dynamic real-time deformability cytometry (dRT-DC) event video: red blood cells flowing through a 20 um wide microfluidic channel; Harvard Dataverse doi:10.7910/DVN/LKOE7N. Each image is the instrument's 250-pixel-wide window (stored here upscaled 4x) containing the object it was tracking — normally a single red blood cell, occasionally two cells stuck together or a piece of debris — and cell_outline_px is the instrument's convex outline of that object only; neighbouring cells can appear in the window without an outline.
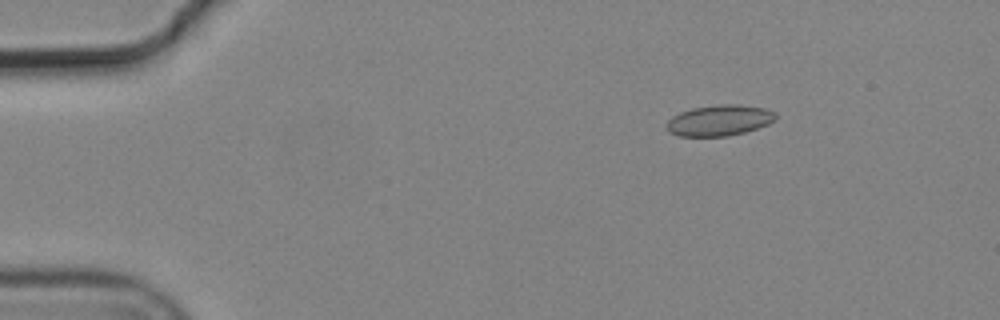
{"species": "common noctule bat (a hibernating species)", "species_latin": "Nyctalus noctula", "temperature_condition": "cold", "stored_images_in_passage": 4, "camera_frame_rate_fps": 3000, "um_per_image_px": 0.085, "animal": {"sex": "male", "body_mass_g": 19.2, "forearm_length_mm": 51.8}, "frame": {"image": 1, "passage_image": 2, "time_ms": 0.333, "image_size_px": [1000, 320], "cell_outline_px": [[776, 120], [768, 124], [744, 132], [724, 136], [680, 136], [668, 132], [664, 124], [672, 116], [680, 112], [692, 108], [720, 104], [740, 104], [764, 108], [776, 112]], "centroid_in_image_um": [61.12, 10.22], "position_along_channel_um": 23.9, "area_um2": 19.71}}